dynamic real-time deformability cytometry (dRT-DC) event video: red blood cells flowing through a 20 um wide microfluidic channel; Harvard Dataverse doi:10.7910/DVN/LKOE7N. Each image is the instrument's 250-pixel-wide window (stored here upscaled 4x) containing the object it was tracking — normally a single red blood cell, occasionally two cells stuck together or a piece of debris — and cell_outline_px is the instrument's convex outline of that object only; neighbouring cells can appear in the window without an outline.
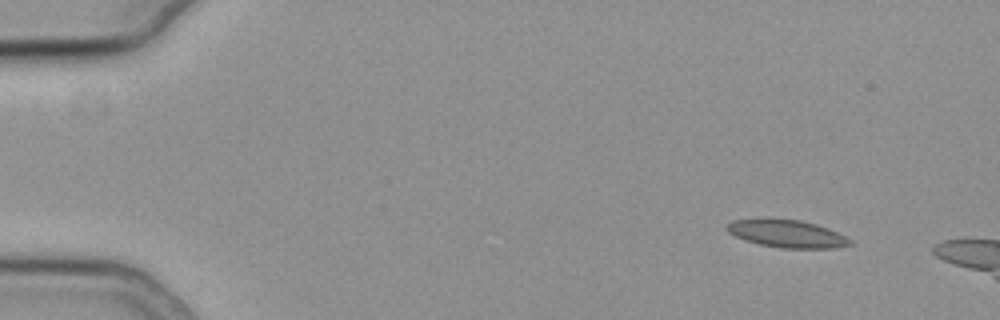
{"species": "common noctule bat (a hibernating species)", "species_latin": "Nyctalus noctula", "temperature_condition": "cold", "stored_images_in_passage": 15, "camera_frame_rate_fps": 3000, "um_per_image_px": 0.085, "animal": {"sex": "female", "body_mass_g": 19.3, "forearm_length_mm": 54.1}, "frame": {"image": 1, "passage_image": 5, "time_ms": 1.333, "image_size_px": [1000, 320], "cell_outline_px": [[852, 244], [836, 248], [780, 248], [760, 244], [744, 240], [728, 232], [724, 228], [732, 220], [764, 216], [768, 216], [800, 220], [816, 224], [828, 228], [852, 240]], "centroid_in_image_um": [66.82, 19.82], "position_along_channel_um": 18.2, "area_um2": 20.4}}